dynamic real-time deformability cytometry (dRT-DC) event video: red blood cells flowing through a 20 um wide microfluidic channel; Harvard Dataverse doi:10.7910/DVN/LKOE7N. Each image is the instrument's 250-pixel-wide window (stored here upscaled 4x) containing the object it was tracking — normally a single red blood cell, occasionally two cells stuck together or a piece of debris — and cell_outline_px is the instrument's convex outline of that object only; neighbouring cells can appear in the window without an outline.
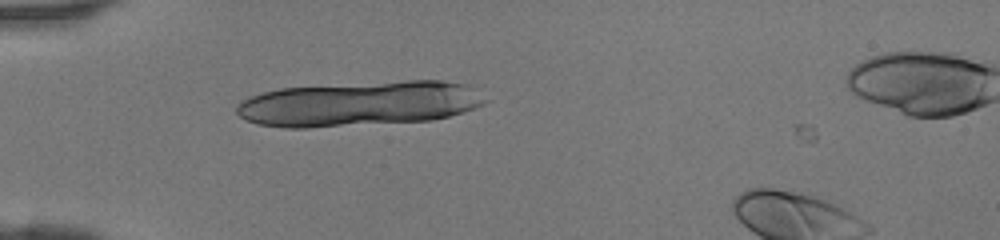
{"species": "human", "species_latin": "Homo sapiens", "temperature_condition": "room temperature", "stored_images_in_passage": 3, "camera_frame_rate_fps": 3000, "um_per_image_px": 0.085, "donor": {"sex": "female"}, "frame": {"image": 1, "passage_image": 2, "time_ms": 0.333, "image_size_px": [1000, 240], "cell_outline_px": [[488, 100], [484, 104], [476, 108], [464, 112], [432, 120], [308, 128], [284, 128], [256, 124], [240, 116], [236, 112], [236, 104], [252, 96], [264, 92], [280, 88], [408, 80], [440, 80], [472, 84]], "centroid_in_image_um": [30.61, 8.81], "position_along_channel_um": 54.4, "area_um2": 65.49}}